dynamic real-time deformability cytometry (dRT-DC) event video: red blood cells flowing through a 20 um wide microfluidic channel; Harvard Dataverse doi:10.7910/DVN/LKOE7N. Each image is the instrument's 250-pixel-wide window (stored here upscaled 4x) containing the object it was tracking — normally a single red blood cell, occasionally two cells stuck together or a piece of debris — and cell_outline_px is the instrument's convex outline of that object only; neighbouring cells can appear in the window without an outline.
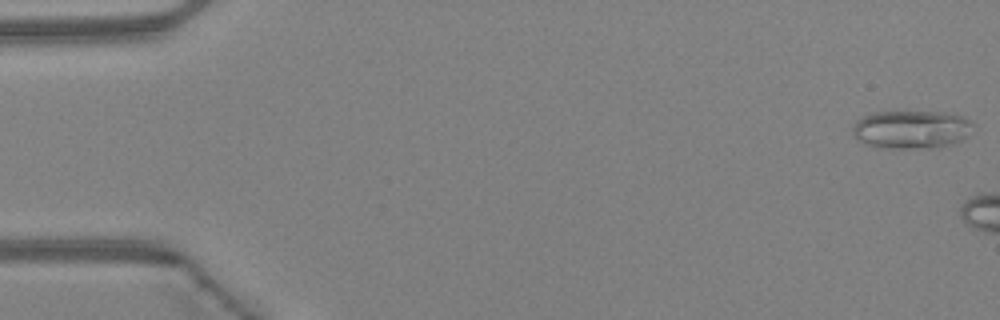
{"species": "Egyptian fruit bat (a non-hibernating species)", "species_latin": "Rousettus aegyptiacus", "temperature_condition": "warm", "stored_images_in_passage": 5, "camera_frame_rate_fps": 3000, "um_per_image_px": 0.085, "animal": {"sex": "female"}, "frame": {"image": 1, "passage_image": 1, "time_ms": 0.0, "image_size_px": [1000, 320], "cell_outline_px": [[976, 124], [968, 136], [952, 144], [936, 148], [880, 148], [864, 144], [856, 136], [852, 128], [856, 120], [872, 112], [936, 112], [960, 116]], "centroid_in_image_um": [77.48, 11.02], "position_along_channel_um": 7.5, "area_um2": 26.82}}